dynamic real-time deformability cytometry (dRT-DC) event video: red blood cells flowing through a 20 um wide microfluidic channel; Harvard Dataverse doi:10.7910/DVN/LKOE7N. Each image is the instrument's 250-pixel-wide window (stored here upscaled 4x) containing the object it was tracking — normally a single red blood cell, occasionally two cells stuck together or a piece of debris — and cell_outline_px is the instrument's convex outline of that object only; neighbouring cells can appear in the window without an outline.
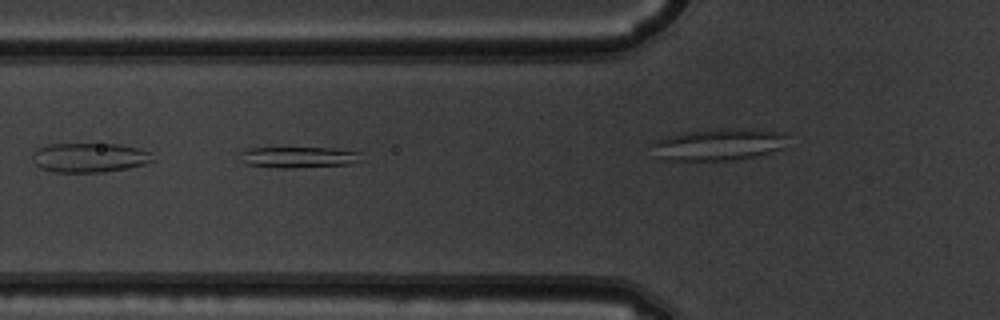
{"species": "common noctule bat (a hibernating species)", "species_latin": "Nyctalus noctula", "temperature_condition": "warm", "stored_images_in_passage": 39, "camera_frame_rate_fps": 3000, "um_per_image_px": 0.085, "animal": {"sex": "male", "body_mass_g": 19.5, "forearm_length_mm": 54.6}, "frame": {"image": 1, "passage_image": 17, "time_ms": 5.333, "image_size_px": [1000, 320], "cell_outline_px": [[360, 160], [352, 164], [292, 168], [276, 168], [244, 164], [240, 152], [248, 148], [332, 148], [360, 152]], "centroid_in_image_um": [25.37, 13.37], "position_along_channel_um": 100.4, "area_um2": 14.85}}
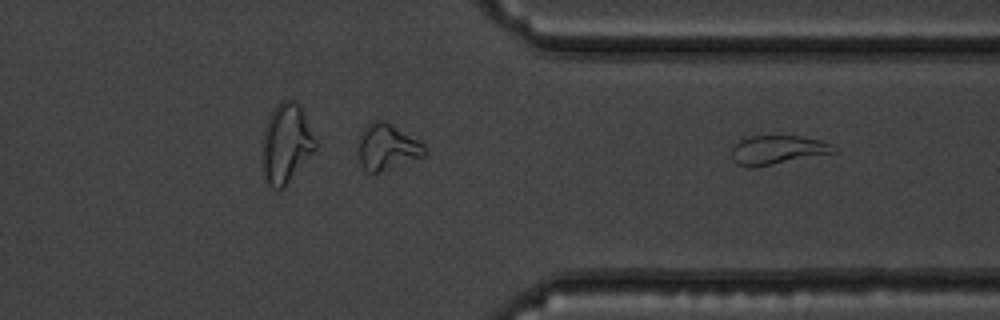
{"frame": {"image": 2, "passage_image": 39, "time_ms": 12.667, "image_size_px": [1000, 320], "cell_outline_px": [[836, 152], [756, 168], [748, 168], [740, 164], [732, 156], [732, 144], [748, 136], [800, 136], [820, 140], [832, 144]], "centroid_in_image_um": [66.07, 12.74], "position_along_channel_um": 345.3, "area_um2": 17.22}}